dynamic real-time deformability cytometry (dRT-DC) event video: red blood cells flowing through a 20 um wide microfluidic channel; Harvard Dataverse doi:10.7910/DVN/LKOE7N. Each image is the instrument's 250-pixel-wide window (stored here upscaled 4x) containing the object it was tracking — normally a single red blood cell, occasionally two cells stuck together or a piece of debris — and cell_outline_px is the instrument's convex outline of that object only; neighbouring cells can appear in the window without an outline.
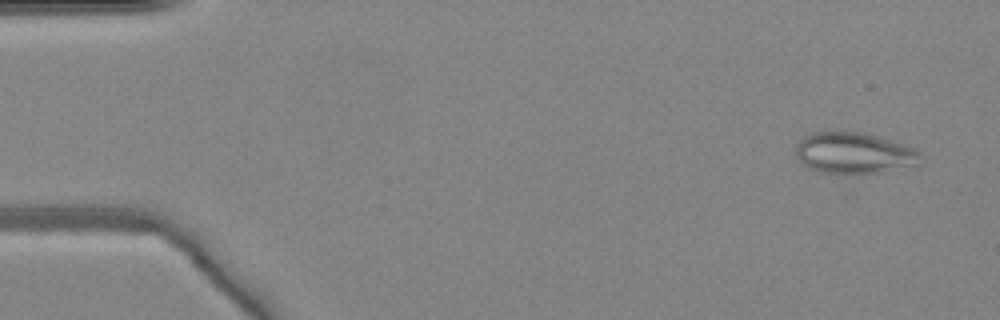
{"species": "common noctule bat (a hibernating species)", "species_latin": "Nyctalus noctula", "temperature_condition": "warm", "stored_images_in_passage": 49, "camera_frame_rate_fps": 3000, "um_per_image_px": 0.085, "animal": {"sex": "female", "body_mass_g": 24.6, "forearm_length_mm": 56.2}, "frame": {"image": 1, "passage_image": 3, "time_ms": 0.667, "image_size_px": [1000, 320], "cell_outline_px": [[920, 164], [880, 172], [844, 176], [824, 172], [808, 168], [796, 156], [796, 144], [804, 136], [812, 132], [836, 128], [860, 132], [876, 136], [904, 144], [916, 148], [920, 152]], "centroid_in_image_um": [72.55, 12.99], "position_along_channel_um": 12.5, "area_um2": 30.92}}
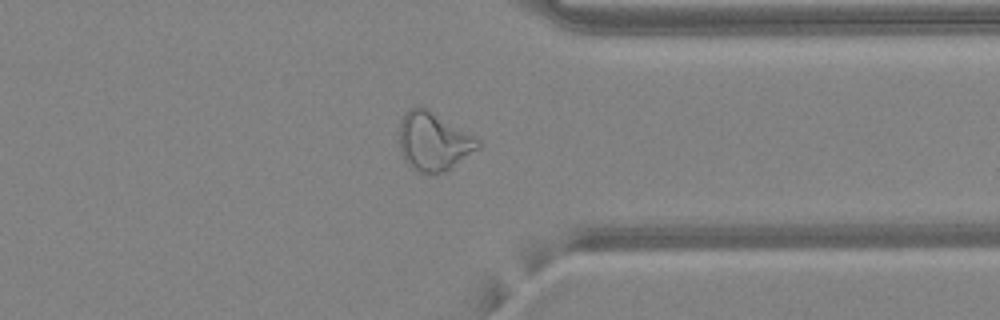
{"frame": {"image": 2, "passage_image": 38, "time_ms": 12.333, "image_size_px": [1000, 320], "cell_outline_px": [[480, 148], [444, 172], [420, 172], [412, 168], [404, 160], [400, 148], [400, 120], [412, 108], [420, 104], [428, 108], [480, 140]], "centroid_in_image_um": [36.85, 12.0], "position_along_channel_um": 374.6, "area_um2": 26.47}}
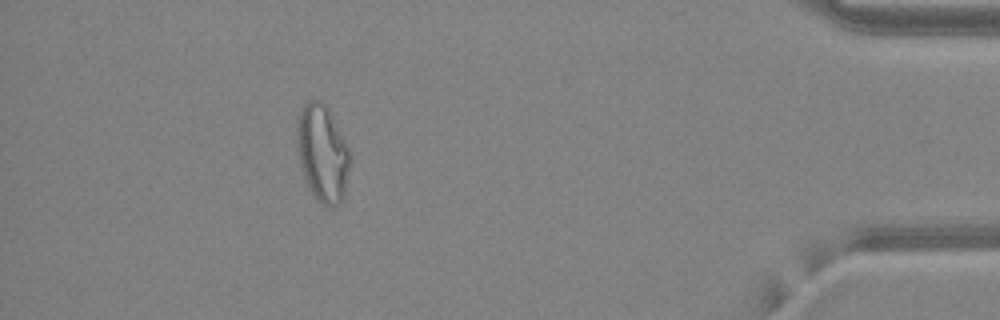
{"frame": {"image": 3, "passage_image": 44, "time_ms": 14.333, "image_size_px": [1000, 320], "cell_outline_px": [[348, 168], [344, 200], [340, 204], [332, 208], [316, 200], [300, 168], [296, 144], [296, 128], [300, 108], [308, 100], [320, 100], [328, 108], [348, 148]], "centroid_in_image_um": [27.37, 13.03], "position_along_channel_um": 407.8, "area_um2": 29.82}, "authors_computed_cell_mechanics": {"area_um2": 28.6688, "velocity_mm_per_s": 4.2089, "shape_relaxation_time_tau1_ms": null, "shape_relaxation_time_tau2_ms": 1.8705, "deformation_change_tau1": null, "deformation_change_tau2": 0.1173}}